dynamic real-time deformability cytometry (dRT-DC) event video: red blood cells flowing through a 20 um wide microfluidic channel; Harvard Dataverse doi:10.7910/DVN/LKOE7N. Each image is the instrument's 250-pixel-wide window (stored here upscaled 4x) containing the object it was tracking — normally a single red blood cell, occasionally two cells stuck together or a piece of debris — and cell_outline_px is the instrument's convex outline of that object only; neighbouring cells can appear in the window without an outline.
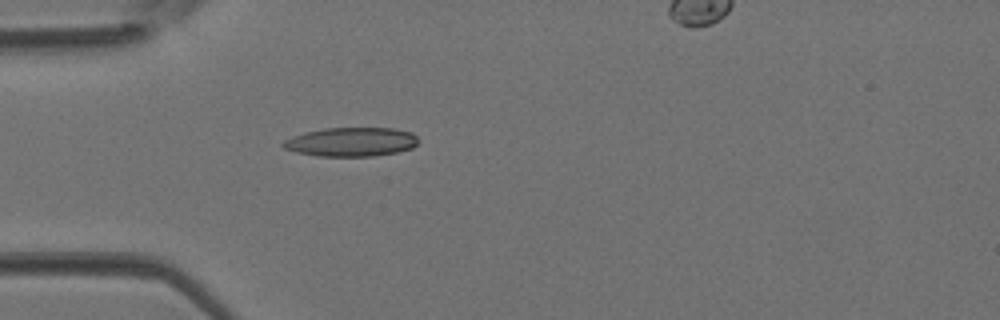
{"species": "Egyptian fruit bat (a non-hibernating species)", "species_latin": "Rousettus aegyptiacus", "temperature_condition": "room temperature", "stored_images_in_passage": 3, "camera_frame_rate_fps": 3000, "um_per_image_px": 0.085, "animal": {"sex": "female"}, "frame": {"image": 1, "passage_image": 3, "time_ms": 0.667, "image_size_px": [1000, 320], "cell_outline_px": [[420, 140], [412, 148], [396, 152], [372, 156], [316, 156], [296, 152], [284, 148], [280, 144], [284, 140], [292, 136], [304, 132], [324, 128], [396, 128], [412, 132]], "centroid_in_image_um": [29.85, 12.05], "position_along_channel_um": 55.2, "area_um2": 23.0}}